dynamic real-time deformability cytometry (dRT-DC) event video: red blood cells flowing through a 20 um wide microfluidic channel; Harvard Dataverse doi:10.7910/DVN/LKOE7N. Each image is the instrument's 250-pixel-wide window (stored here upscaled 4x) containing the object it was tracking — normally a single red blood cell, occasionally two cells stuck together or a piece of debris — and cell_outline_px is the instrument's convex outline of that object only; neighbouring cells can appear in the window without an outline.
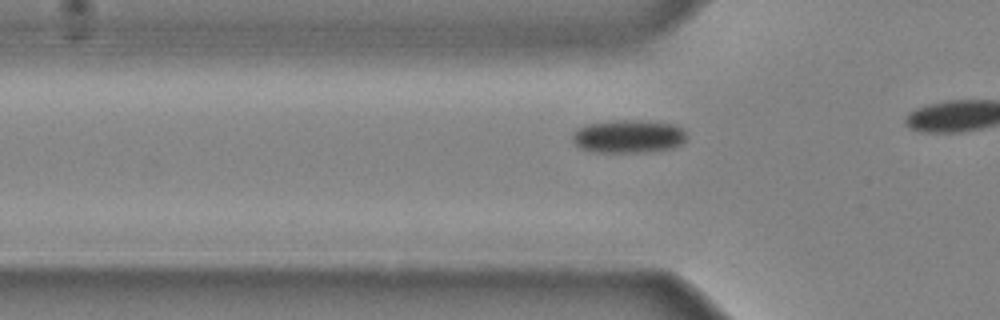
{"species": "common noctule bat (a hibernating species)", "species_latin": "Nyctalus noctula", "temperature_condition": "cold", "stored_images_in_passage": 12, "camera_frame_rate_fps": 3000, "um_per_image_px": 0.085, "animal": {"sex": "male", "body_mass_g": 20.4}, "frame": {"image": 1, "passage_image": 7, "time_ms": 2.0, "image_size_px": [1000, 320], "cell_outline_px": [[684, 140], [680, 144], [672, 148], [648, 152], [592, 152], [580, 148], [572, 140], [572, 132], [576, 128], [588, 124], [608, 120], [648, 120], [676, 124], [684, 128]], "centroid_in_image_um": [53.39, 11.57], "position_along_channel_um": 72.4, "area_um2": 22.43}}
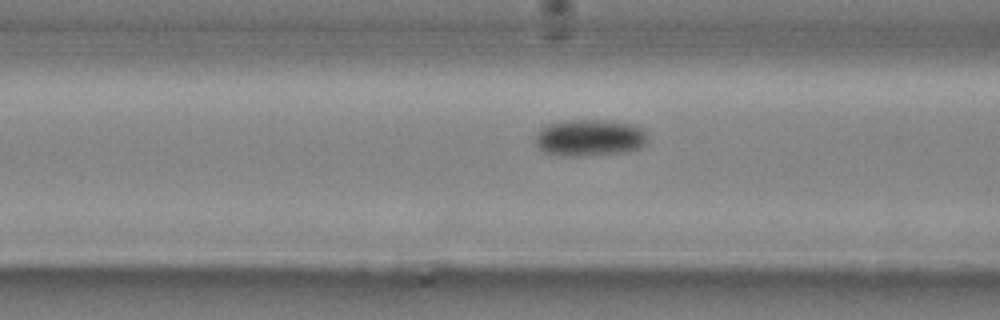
{"frame": {"image": 2, "passage_image": 10, "time_ms": 3.0, "image_size_px": [1000, 320], "cell_outline_px": [[648, 144], [640, 148], [628, 152], [584, 156], [560, 156], [544, 152], [536, 144], [536, 132], [540, 128], [548, 124], [564, 120], [608, 120], [632, 124], [644, 128], [648, 132]], "centroid_in_image_um": [50.18, 11.71], "position_along_channel_um": 116.4, "area_um2": 24.68}}